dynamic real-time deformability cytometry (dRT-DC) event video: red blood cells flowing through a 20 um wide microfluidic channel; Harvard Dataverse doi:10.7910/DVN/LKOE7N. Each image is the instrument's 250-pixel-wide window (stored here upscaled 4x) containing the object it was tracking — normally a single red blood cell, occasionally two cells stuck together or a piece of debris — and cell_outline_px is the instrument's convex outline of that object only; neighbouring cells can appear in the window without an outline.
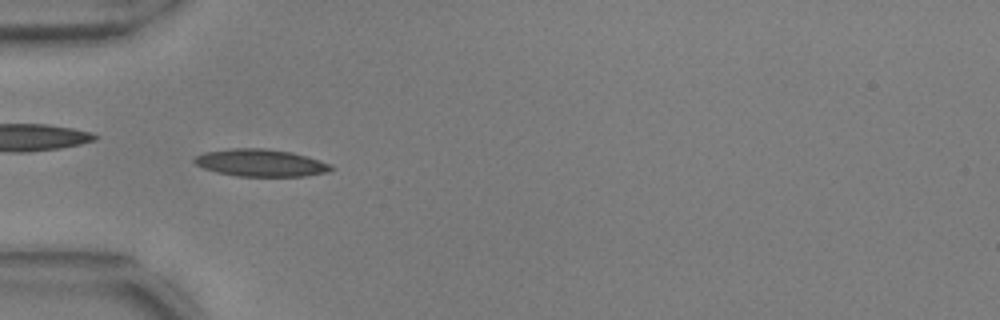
{"species": "common noctule bat (a hibernating species)", "species_latin": "Nyctalus noctula", "temperature_condition": "warm", "stored_images_in_passage": 19, "camera_frame_rate_fps": 3000, "um_per_image_px": 0.085, "animal": {"sex": "male", "body_mass_g": 17.9, "forearm_length_mm": 54.2}, "frame": {"image": 1, "passage_image": 6, "time_ms": 1.667, "image_size_px": [1000, 320], "cell_outline_px": [[336, 168], [328, 172], [304, 176], [236, 176], [216, 172], [204, 168], [196, 164], [192, 160], [196, 156], [204, 152], [232, 148], [264, 148], [292, 152], [320, 160], [332, 164]], "centroid_in_image_um": [22.19, 13.84], "position_along_channel_um": 62.8, "area_um2": 21.85}}